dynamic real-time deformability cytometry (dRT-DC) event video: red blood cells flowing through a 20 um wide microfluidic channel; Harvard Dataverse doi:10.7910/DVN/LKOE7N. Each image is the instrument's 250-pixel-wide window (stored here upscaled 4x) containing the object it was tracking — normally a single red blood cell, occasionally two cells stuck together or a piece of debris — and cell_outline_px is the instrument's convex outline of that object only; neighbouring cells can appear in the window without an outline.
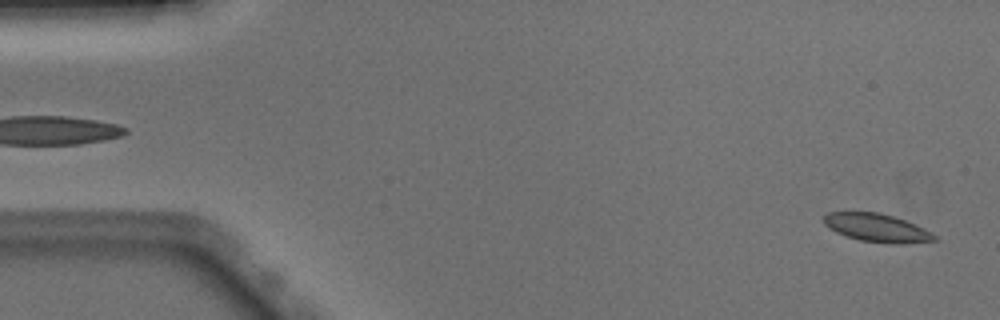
{"species": "Egyptian fruit bat (a non-hibernating species)", "species_latin": "Rousettus aegyptiacus", "temperature_condition": "warm", "stored_images_in_passage": 13, "camera_frame_rate_fps": 3000, "um_per_image_px": 0.085, "animal": {"sex": "male"}, "frame": {"image": 1, "passage_image": 1, "time_ms": 0.0, "image_size_px": [1000, 320], "cell_outline_px": [[940, 240], [904, 244], [900, 244], [860, 240], [836, 232], [828, 228], [824, 224], [824, 216], [828, 212], [880, 212], [904, 220], [924, 228], [932, 232]], "centroid_in_image_um": [74.56, 19.36], "position_along_channel_um": 10.4, "area_um2": 18.09}}
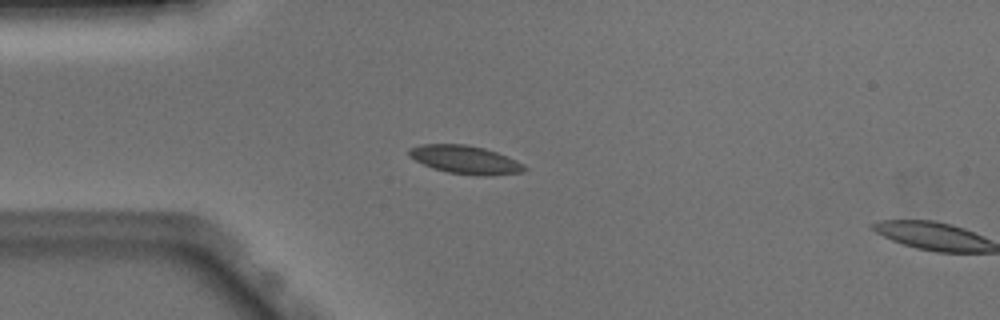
{"frame": {"image": 2, "passage_image": 12, "time_ms": 3.667, "image_size_px": [1000, 320], "cell_outline_px": [[528, 168], [524, 172], [488, 176], [480, 176], [448, 172], [432, 168], [408, 156], [408, 148], [420, 144], [464, 144], [484, 148], [496, 152], [516, 160], [524, 164]], "centroid_in_image_um": [39.55, 13.58], "position_along_channel_um": 45.5, "area_um2": 19.07}}